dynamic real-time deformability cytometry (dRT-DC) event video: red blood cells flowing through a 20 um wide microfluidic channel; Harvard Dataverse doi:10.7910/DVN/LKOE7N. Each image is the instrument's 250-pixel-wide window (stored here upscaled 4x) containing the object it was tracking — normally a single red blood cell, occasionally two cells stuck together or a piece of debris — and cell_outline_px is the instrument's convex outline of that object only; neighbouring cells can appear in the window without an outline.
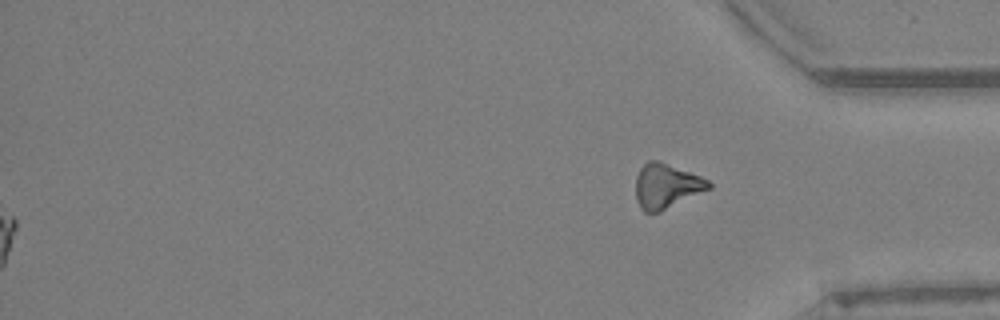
{"species": "Egyptian fruit bat (a non-hibernating species)", "species_latin": "Rousettus aegyptiacus", "temperature_condition": "warm", "stored_images_in_passage": 61, "segment_of_instrument_passage": [2, 2], "camera_frame_rate_fps": 3000, "um_per_image_px": 0.085, "animal": {"sex": "female"}, "frame": {"image": 1, "passage_image": 61, "time_ms": 20.0, "image_size_px": [1000, 320], "cell_outline_px": [[712, 188], [660, 212], [644, 212], [640, 208], [636, 200], [636, 176], [640, 168], [648, 160], [660, 160], [700, 176], [708, 180], [712, 184]], "centroid_in_image_um": [56.64, 15.81], "position_along_channel_um": 378.6, "area_um2": 19.19}}